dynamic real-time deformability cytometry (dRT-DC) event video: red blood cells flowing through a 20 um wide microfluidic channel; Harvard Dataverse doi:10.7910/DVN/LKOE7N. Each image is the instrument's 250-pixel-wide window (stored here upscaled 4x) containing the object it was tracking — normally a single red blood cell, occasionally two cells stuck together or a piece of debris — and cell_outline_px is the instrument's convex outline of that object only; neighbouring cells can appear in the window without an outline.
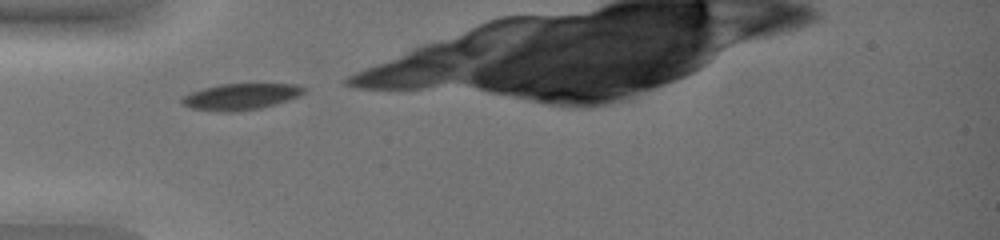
{"species": "common noctule bat (a hibernating species)", "species_latin": "Nyctalus noctula", "temperature_condition": "warm", "stored_images_in_passage": 11, "camera_frame_rate_fps": 3000, "um_per_image_px": 0.085, "animal": {"sex": "female", "body_mass_g": 19.0, "forearm_length_mm": 51.5}, "frame": {"image": 1, "passage_image": 1, "time_ms": 0.0, "image_size_px": [1000, 240], "cell_outline_px": [[308, 88], [304, 92], [288, 100], [276, 104], [260, 108], [232, 112], [216, 112], [192, 108], [180, 104], [180, 96], [204, 88], [220, 84], [296, 84]], "centroid_in_image_um": [20.41, 8.22], "position_along_channel_um": 64.6, "area_um2": 18.79}}
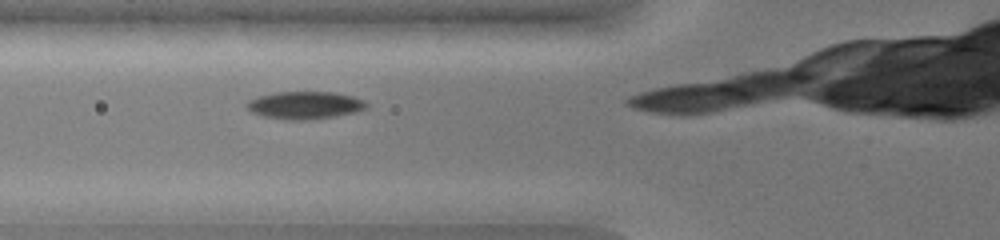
{"frame": {"image": 2, "passage_image": 4, "time_ms": 1.0, "image_size_px": [1000, 240], "cell_outline_px": [[368, 104], [364, 108], [356, 112], [336, 116], [304, 120], [284, 120], [260, 116], [252, 112], [244, 104], [248, 100], [260, 96], [276, 92], [332, 92], [352, 96], [364, 100]], "centroid_in_image_um": [25.87, 8.95], "position_along_channel_um": 99.9, "area_um2": 19.25}}